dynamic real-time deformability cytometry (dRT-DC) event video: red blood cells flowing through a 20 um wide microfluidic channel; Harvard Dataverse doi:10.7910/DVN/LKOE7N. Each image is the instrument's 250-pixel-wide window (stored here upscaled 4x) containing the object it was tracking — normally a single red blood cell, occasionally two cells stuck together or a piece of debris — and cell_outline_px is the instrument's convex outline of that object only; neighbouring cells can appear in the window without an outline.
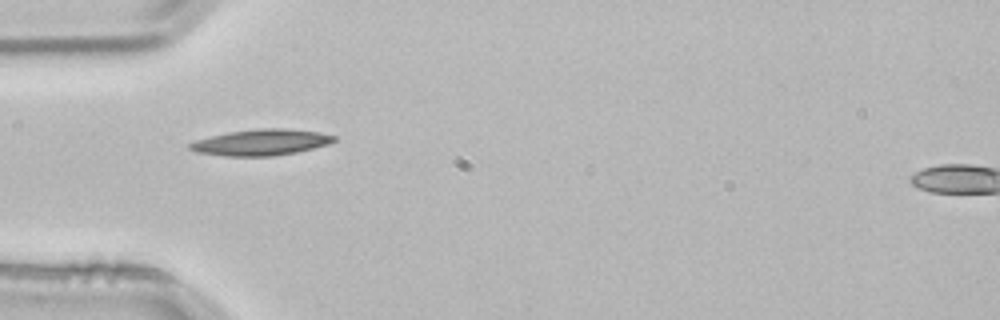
{"species": "common noctule bat (a hibernating species)", "species_latin": "Nyctalus noctula", "temperature_condition": "room temperature", "stored_images_in_passage": 2, "camera_frame_rate_fps": 3000, "um_per_image_px": 0.085, "animal": {"sex": "male", "body_mass_g": 21.5, "forearm_length_mm": 52.0}, "frame": {"image": 1, "passage_image": 1, "time_ms": 0.0, "image_size_px": [1000, 320], "cell_outline_px": [[336, 140], [328, 144], [296, 152], [272, 156], [224, 156], [196, 152], [188, 148], [188, 144], [196, 140], [228, 132], [260, 128], [288, 128], [320, 132], [336, 136]], "centroid_in_image_um": [22.2, 12.09], "position_along_channel_um": 62.8, "area_um2": 21.91}}